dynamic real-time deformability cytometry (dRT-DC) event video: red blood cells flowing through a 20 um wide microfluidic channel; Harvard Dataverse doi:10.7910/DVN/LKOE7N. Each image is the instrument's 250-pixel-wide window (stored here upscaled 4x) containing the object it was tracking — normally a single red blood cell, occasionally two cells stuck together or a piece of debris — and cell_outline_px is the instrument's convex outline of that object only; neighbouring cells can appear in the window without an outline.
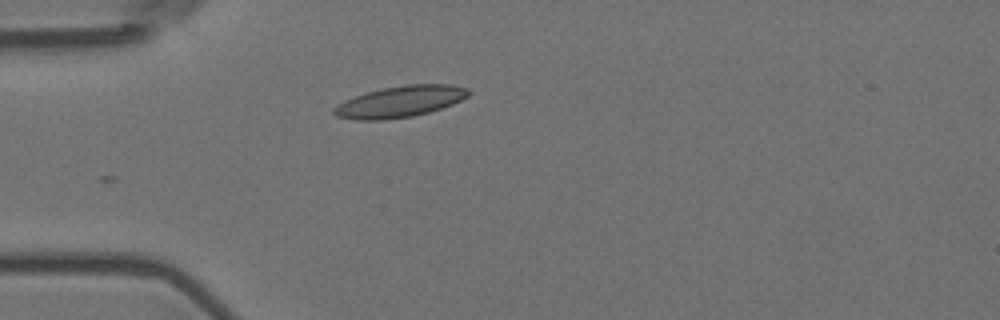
{"species": "Egyptian fruit bat (a non-hibernating species)", "species_latin": "Rousettus aegyptiacus", "temperature_condition": "room temperature", "stored_images_in_passage": 3, "camera_frame_rate_fps": 3000, "um_per_image_px": 0.085, "animal": {"sex": "female"}, "frame": {"image": 1, "passage_image": 3, "time_ms": 0.667, "image_size_px": [1000, 320], "cell_outline_px": [[472, 92], [468, 96], [452, 104], [428, 112], [412, 116], [380, 120], [360, 120], [336, 116], [332, 112], [332, 108], [344, 100], [368, 92], [384, 88], [408, 84], [452, 84], [468, 88]], "centroid_in_image_um": [34.02, 8.63], "position_along_channel_um": 51.0, "area_um2": 24.33}}